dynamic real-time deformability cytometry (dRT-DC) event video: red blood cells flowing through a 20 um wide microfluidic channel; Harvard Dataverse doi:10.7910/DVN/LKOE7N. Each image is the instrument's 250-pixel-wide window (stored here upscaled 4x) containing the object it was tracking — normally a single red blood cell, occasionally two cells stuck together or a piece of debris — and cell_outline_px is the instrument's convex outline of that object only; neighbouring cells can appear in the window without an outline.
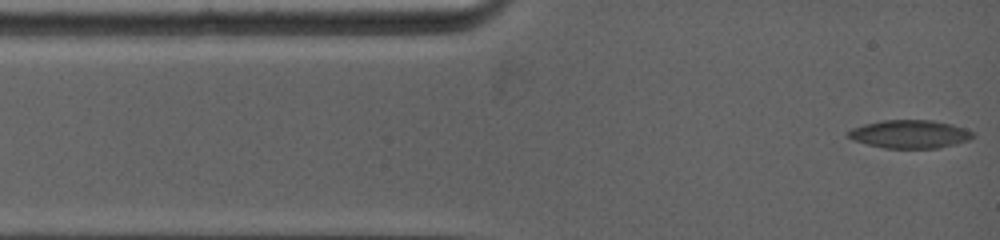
{"species": "common noctule bat (a hibernating species)", "species_latin": "Nyctalus noctula", "temperature_condition": "warm", "stored_images_in_passage": 7, "camera_frame_rate_fps": 5000, "um_per_image_px": 0.085, "animal": {"sex": "female", "body_mass_g": 19.0, "forearm_length_mm": 53.3}, "frame": {"image": 1, "passage_image": 1, "time_ms": 0.0, "image_size_px": [1000, 240], "cell_outline_px": [[976, 136], [968, 140], [936, 148], [888, 148], [868, 144], [856, 140], [848, 136], [848, 132], [852, 128], [864, 124], [884, 120], [932, 120], [952, 124], [964, 128], [972, 132]], "centroid_in_image_um": [77.36, 11.39], "position_along_channel_um": 7.6, "area_um2": 20.11}}
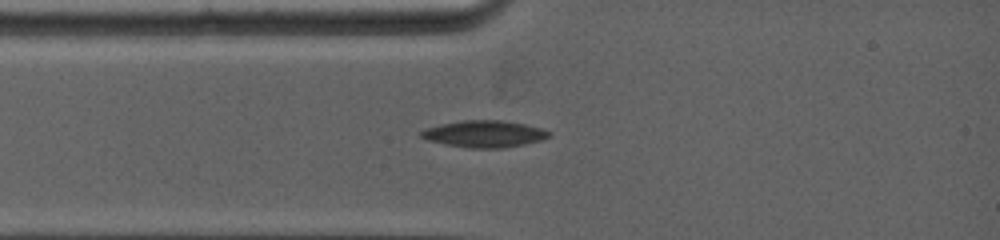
{"frame": {"image": 2, "passage_image": 6, "time_ms": 2.2, "image_size_px": [1000, 240], "cell_outline_px": [[552, 136], [540, 140], [524, 144], [504, 148], [472, 148], [444, 144], [428, 140], [420, 136], [420, 132], [424, 128], [440, 124], [464, 120], [500, 120], [524, 124], [540, 128], [552, 132]], "centroid_in_image_um": [41.16, 11.38], "position_along_channel_um": 43.8, "area_um2": 19.94}}